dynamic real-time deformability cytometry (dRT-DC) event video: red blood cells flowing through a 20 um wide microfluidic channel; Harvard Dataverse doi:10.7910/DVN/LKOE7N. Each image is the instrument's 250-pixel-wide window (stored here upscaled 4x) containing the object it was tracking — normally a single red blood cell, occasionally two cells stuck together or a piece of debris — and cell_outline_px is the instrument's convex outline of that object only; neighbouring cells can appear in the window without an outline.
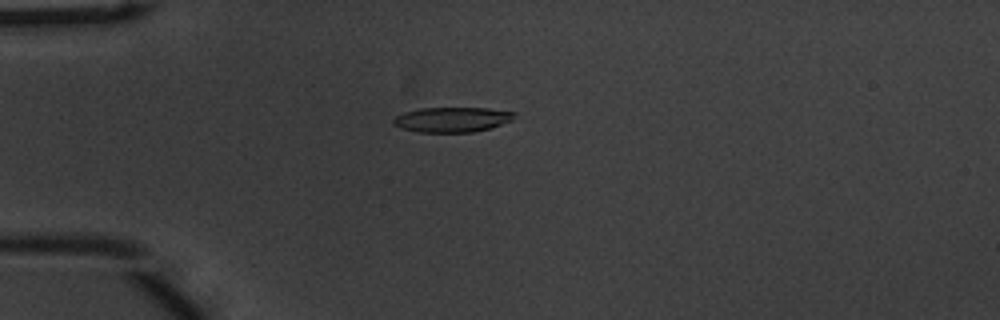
{"species": "common noctule bat (a hibernating species)", "species_latin": "Nyctalus noctula", "temperature_condition": "warm", "stored_images_in_passage": 43, "camera_frame_rate_fps": 3000, "um_per_image_px": 0.085, "animal": {"sex": "male", "body_mass_g": 20.1, "forearm_length_mm": 53.5}, "frame": {"image": 1, "passage_image": 4, "time_ms": 1.0, "image_size_px": [1000, 320], "cell_outline_px": [[516, 112], [512, 120], [488, 128], [472, 132], [416, 132], [392, 124], [392, 120], [396, 116], [404, 112], [420, 108], [488, 108]], "centroid_in_image_um": [38.4, 10.15], "position_along_channel_um": 46.6, "area_um2": 17.46}}
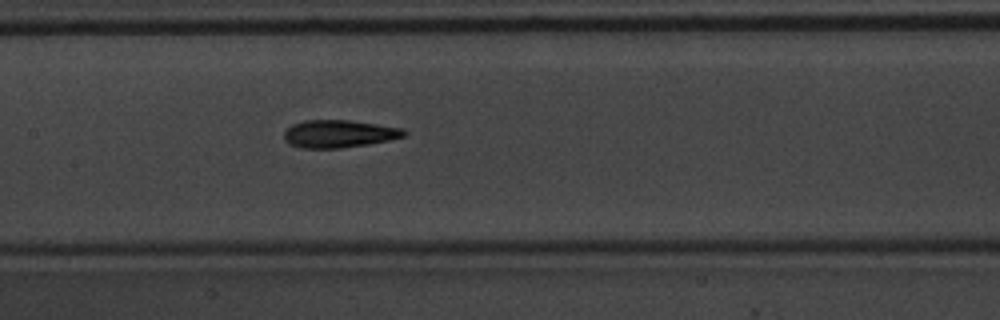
{"frame": {"image": 2, "passage_image": 16, "time_ms": 5.0, "image_size_px": [1000, 320], "cell_outline_px": [[408, 132], [404, 136], [388, 140], [368, 144], [340, 148], [300, 148], [284, 140], [284, 132], [292, 124], [304, 120], [348, 120], [376, 124], [400, 128]], "centroid_in_image_um": [28.78, 11.37], "position_along_channel_um": 178.6, "area_um2": 19.13}}
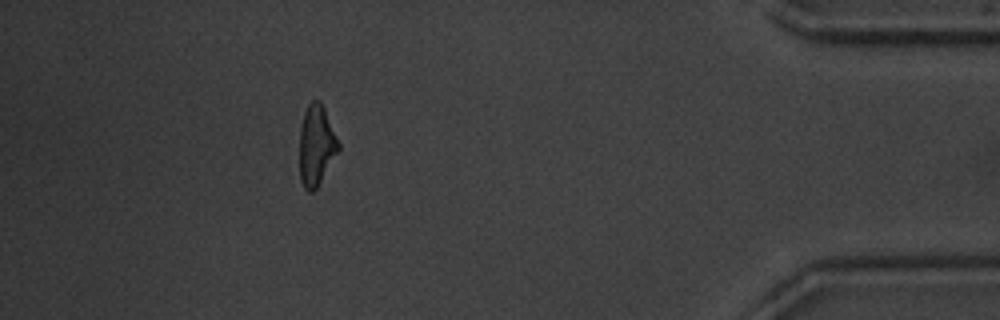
{"frame": {"image": 3, "passage_image": 38, "time_ms": 12.333, "image_size_px": [1000, 320], "cell_outline_px": [[340, 148], [316, 188], [312, 192], [308, 192], [304, 188], [300, 180], [300, 128], [304, 112], [308, 104], [312, 100], [320, 100], [324, 108], [340, 144]], "centroid_in_image_um": [26.87, 12.34], "position_along_channel_um": 408.3, "area_um2": 18.09}, "authors_computed_cell_mechanics": {"area_um2": 18.785, "velocity_mm_per_s": 3.7979, "shape_relaxation_time_tau1_ms": 5.1951, "shape_relaxation_time_tau2_ms": 3.2115, "deformation_change_tau1": 0.1902, "deformation_change_tau2": 0.1229}}